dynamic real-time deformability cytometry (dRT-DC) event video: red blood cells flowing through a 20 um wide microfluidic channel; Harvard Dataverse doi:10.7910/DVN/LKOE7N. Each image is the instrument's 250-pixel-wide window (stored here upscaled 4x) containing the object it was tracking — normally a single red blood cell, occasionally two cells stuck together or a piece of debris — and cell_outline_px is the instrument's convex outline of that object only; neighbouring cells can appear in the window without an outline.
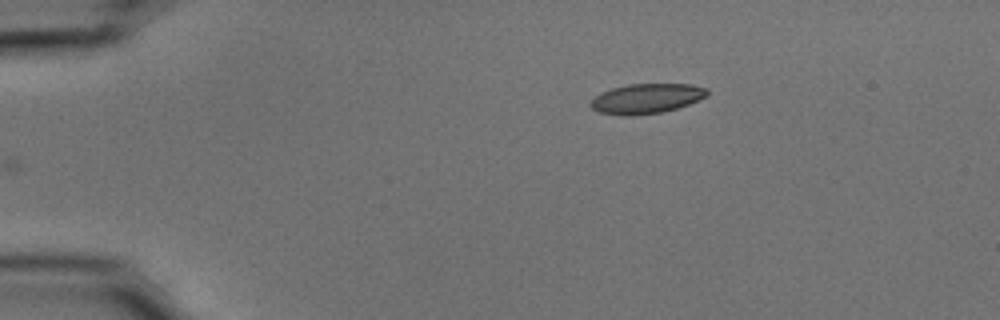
{"species": "common noctule bat (a hibernating species)", "species_latin": "Nyctalus noctula", "temperature_condition": "cold", "stored_images_in_passage": 33, "camera_frame_rate_fps": 3000, "um_per_image_px": 0.085, "animal": {"sex": "male", "body_mass_g": 15.6}, "frame": {"image": 1, "passage_image": 1, "time_ms": 0.0, "image_size_px": [1000, 320], "cell_outline_px": [[708, 96], [688, 104], [676, 108], [660, 112], [628, 116], [620, 116], [600, 112], [592, 108], [588, 104], [600, 92], [612, 88], [628, 84], [692, 84], [708, 88]], "centroid_in_image_um": [54.94, 8.37], "position_along_channel_um": 30.1, "area_um2": 20.29}}
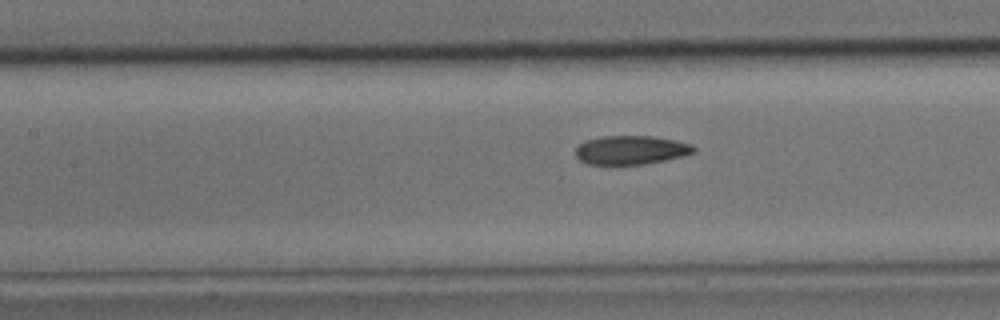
{"frame": {"image": 2, "passage_image": 16, "time_ms": 5.0, "image_size_px": [1000, 320], "cell_outline_px": [[696, 152], [684, 156], [644, 164], [612, 168], [588, 164], [580, 160], [576, 156], [576, 148], [584, 140], [600, 136], [652, 136], [676, 140], [692, 144], [696, 148]], "centroid_in_image_um": [53.6, 12.79], "position_along_channel_um": 153.8, "area_um2": 20.75}}
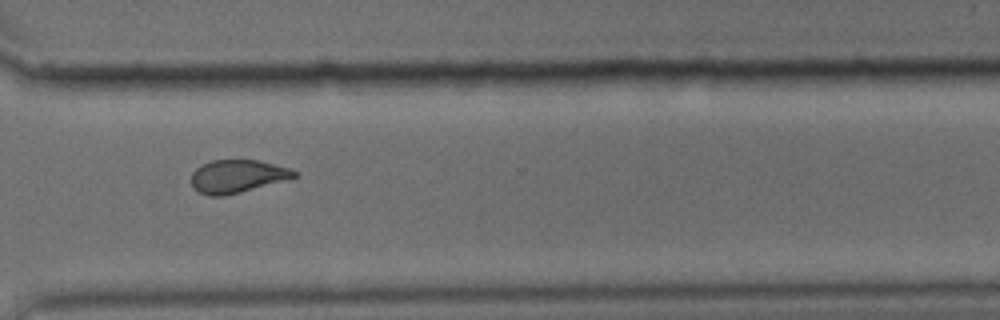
{"frame": {"image": 3, "passage_image": 32, "time_ms": 10.333, "image_size_px": [1000, 320], "cell_outline_px": [[296, 176], [240, 192], [224, 196], [208, 196], [192, 188], [192, 172], [196, 168], [212, 160], [256, 160], [288, 168], [296, 172]], "centroid_in_image_um": [20.09, 14.99], "position_along_channel_um": 350.5, "area_um2": 19.25}, "authors_computed_cell_mechanics": {"area_um2": 20.3456, "velocity_mm_per_s": 3.688, "shape_relaxation_time_tau1_ms": 6.3285, "shape_relaxation_time_tau2_ms": 2.27, "deformation_change_tau1": 0.1524, "deformation_change_tau2": 0.0825}}